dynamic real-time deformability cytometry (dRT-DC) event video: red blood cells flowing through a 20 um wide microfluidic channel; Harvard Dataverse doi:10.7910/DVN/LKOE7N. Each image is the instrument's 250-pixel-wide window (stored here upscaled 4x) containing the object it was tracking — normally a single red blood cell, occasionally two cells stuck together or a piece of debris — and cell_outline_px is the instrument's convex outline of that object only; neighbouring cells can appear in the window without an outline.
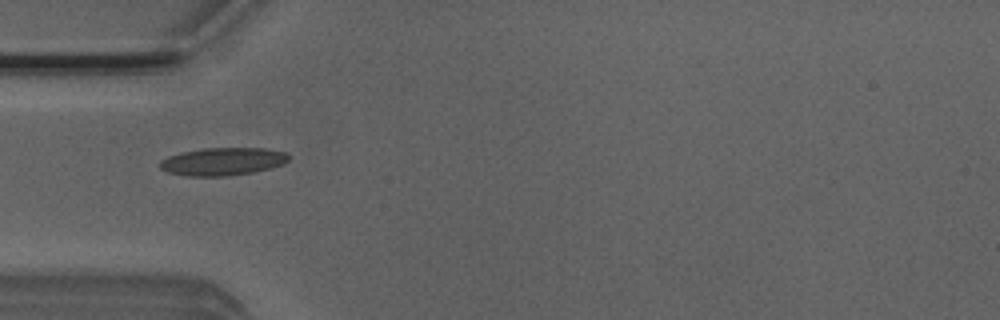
{"species": "Egyptian fruit bat (a non-hibernating species)", "species_latin": "Rousettus aegyptiacus", "temperature_condition": "room temperature", "stored_images_in_passage": 5, "camera_frame_rate_fps": 3000, "um_per_image_px": 0.085, "animal": {"sex": "male"}, "frame": {"image": 1, "passage_image": 4, "time_ms": 1.0, "image_size_px": [1000, 320], "cell_outline_px": [[288, 160], [284, 164], [252, 172], [228, 176], [188, 176], [168, 172], [160, 168], [160, 160], [168, 156], [180, 152], [204, 148], [264, 148], [284, 152], [288, 156]], "centroid_in_image_um": [18.89, 13.72], "position_along_channel_um": 66.1, "area_um2": 20.75}}